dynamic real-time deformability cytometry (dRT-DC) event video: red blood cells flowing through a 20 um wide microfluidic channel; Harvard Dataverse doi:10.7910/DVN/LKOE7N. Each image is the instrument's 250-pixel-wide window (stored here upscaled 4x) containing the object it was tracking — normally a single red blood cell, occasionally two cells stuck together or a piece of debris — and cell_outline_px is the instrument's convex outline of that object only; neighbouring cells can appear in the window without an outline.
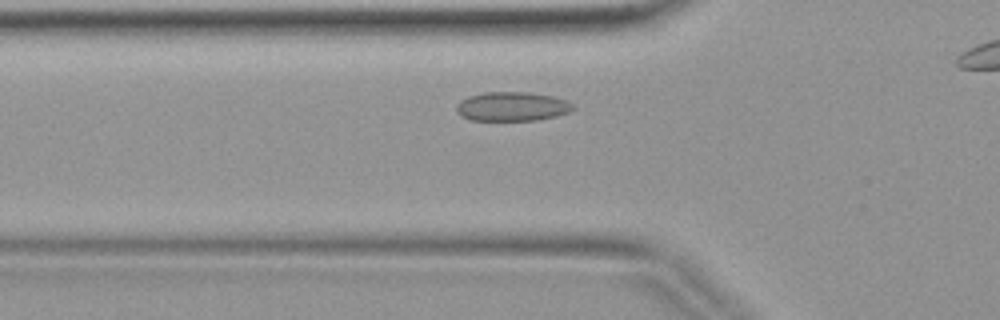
{"species": "common noctule bat (a hibernating species)", "species_latin": "Nyctalus noctula", "temperature_condition": "warm", "stored_images_in_passage": 5, "camera_frame_rate_fps": 3000, "um_per_image_px": 0.085, "animal": {"sex": "female", "body_mass_g": 19.9}, "frame": {"image": 1, "passage_image": 4, "time_ms": 1.0, "image_size_px": [1000, 320], "cell_outline_px": [[576, 108], [568, 112], [556, 116], [536, 120], [472, 120], [460, 116], [456, 112], [456, 104], [460, 100], [468, 96], [484, 92], [528, 92], [552, 96], [564, 100], [572, 104]], "centroid_in_image_um": [43.48, 9.05], "position_along_channel_um": 82.3, "area_um2": 19.83}}